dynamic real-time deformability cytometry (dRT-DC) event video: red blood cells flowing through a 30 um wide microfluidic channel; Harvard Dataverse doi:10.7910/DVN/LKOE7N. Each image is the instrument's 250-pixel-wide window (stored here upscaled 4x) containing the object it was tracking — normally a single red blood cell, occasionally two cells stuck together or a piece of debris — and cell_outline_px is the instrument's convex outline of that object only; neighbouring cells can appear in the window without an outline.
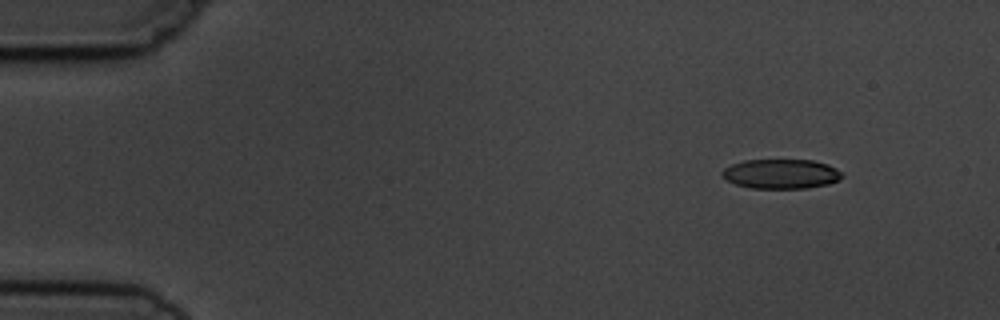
{"species": "common noctule bat (a hibernating species)", "species_latin": "Nyctalus noctula", "temperature_condition": "cold", "stored_images_in_passage": 5, "camera_frame_rate_fps": 3000, "um_per_image_px": 0.085, "animal": {"sex": "male", "body_mass_g": 19.5, "forearm_length_mm": 54.6}, "frame": {"image": 1, "passage_image": 2, "time_ms": 1.333, "image_size_px": [1000, 320], "cell_outline_px": [[844, 176], [840, 180], [828, 184], [808, 188], [752, 188], [736, 184], [728, 180], [720, 172], [724, 168], [732, 164], [744, 160], [812, 160], [828, 164], [836, 168]], "centroid_in_image_um": [66.42, 14.78], "position_along_channel_um": 18.6, "area_um2": 20.63}}
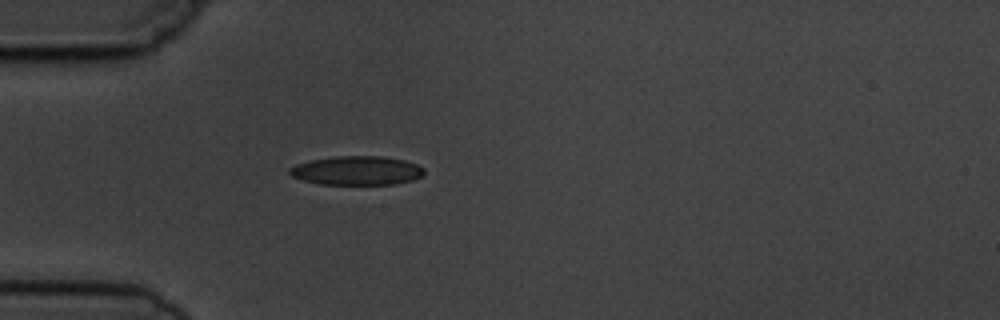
{"frame": {"image": 2, "passage_image": 5, "time_ms": 4.667, "image_size_px": [1000, 320], "cell_outline_px": [[424, 172], [420, 176], [412, 180], [396, 184], [320, 184], [304, 180], [292, 176], [288, 172], [288, 168], [296, 164], [312, 160], [336, 156], [384, 156], [404, 160], [416, 164], [424, 168]], "centroid_in_image_um": [30.33, 14.49], "position_along_channel_um": 54.7, "area_um2": 22.6}}